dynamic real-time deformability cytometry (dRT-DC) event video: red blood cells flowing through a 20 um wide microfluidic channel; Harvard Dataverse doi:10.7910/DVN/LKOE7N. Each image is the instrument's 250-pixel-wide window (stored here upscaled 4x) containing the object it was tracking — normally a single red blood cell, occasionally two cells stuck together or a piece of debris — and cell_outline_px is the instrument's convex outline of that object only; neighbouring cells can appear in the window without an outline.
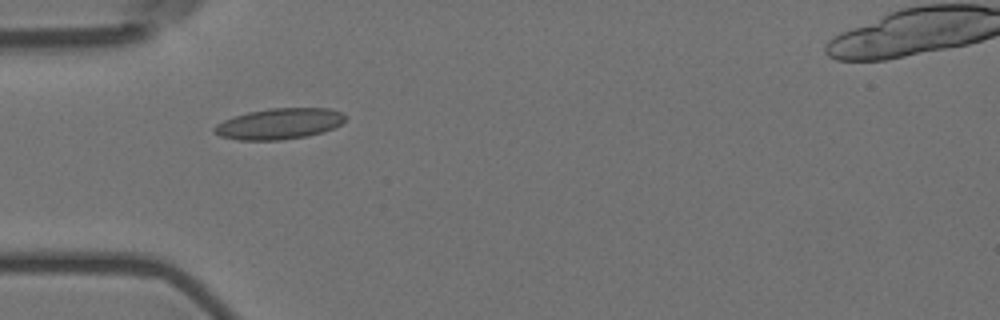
{"species": "Egyptian fruit bat (a non-hibernating species)", "species_latin": "Rousettus aegyptiacus", "temperature_condition": "room temperature", "stored_images_in_passage": 40, "camera_frame_rate_fps": 3000, "um_per_image_px": 0.085, "animal": {"sex": "female"}, "frame": {"image": 1, "passage_image": 1, "time_ms": 0.0, "image_size_px": [1000, 320], "cell_outline_px": [[348, 116], [340, 124], [332, 128], [308, 136], [280, 140], [240, 140], [220, 136], [212, 132], [212, 128], [216, 124], [224, 120], [248, 112], [268, 108], [328, 108], [340, 112]], "centroid_in_image_um": [23.71, 10.52], "position_along_channel_um": 61.3, "area_um2": 23.52}}
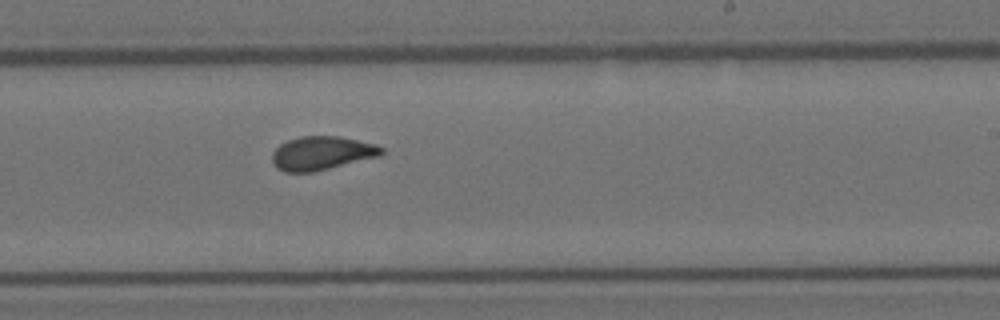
{"frame": {"image": 2, "passage_image": 18, "time_ms": 5.667, "image_size_px": [1000, 320], "cell_outline_px": [[384, 152], [380, 156], [312, 172], [284, 172], [276, 168], [272, 164], [272, 152], [280, 144], [288, 140], [300, 136], [336, 136], [376, 144], [384, 148]], "centroid_in_image_um": [27.32, 13.02], "position_along_channel_um": 261.7, "area_um2": 21.44}}
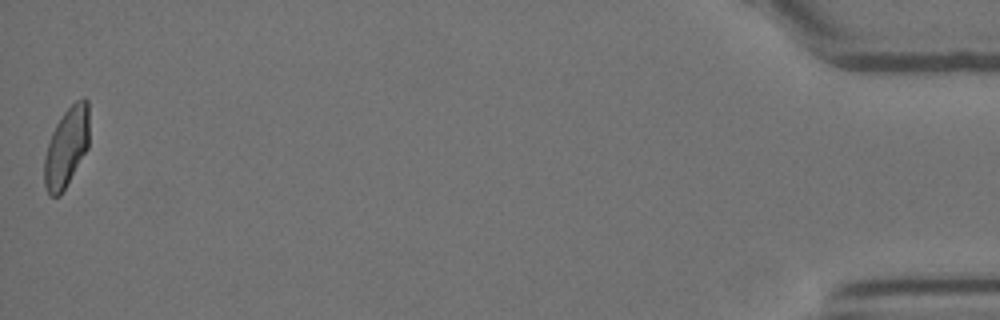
{"frame": {"image": 3, "passage_image": 40, "time_ms": 13.0, "image_size_px": [1000, 320], "cell_outline_px": [[88, 148], [60, 196], [48, 196], [44, 184], [44, 156], [52, 132], [56, 124], [64, 112], [76, 100], [84, 96], [88, 100]], "centroid_in_image_um": [5.64, 12.51], "position_along_channel_um": 429.6, "area_um2": 20.75}, "authors_computed_cell_mechanics": {"area_um2": 21.4438, "velocity_mm_per_s": 3.5748, "shape_relaxation_time_tau1_ms": 8.7059, "shape_relaxation_time_tau2_ms": 1.1289, "deformation_change_tau1": 0.1882, "deformation_change_tau2": 0.0546}}